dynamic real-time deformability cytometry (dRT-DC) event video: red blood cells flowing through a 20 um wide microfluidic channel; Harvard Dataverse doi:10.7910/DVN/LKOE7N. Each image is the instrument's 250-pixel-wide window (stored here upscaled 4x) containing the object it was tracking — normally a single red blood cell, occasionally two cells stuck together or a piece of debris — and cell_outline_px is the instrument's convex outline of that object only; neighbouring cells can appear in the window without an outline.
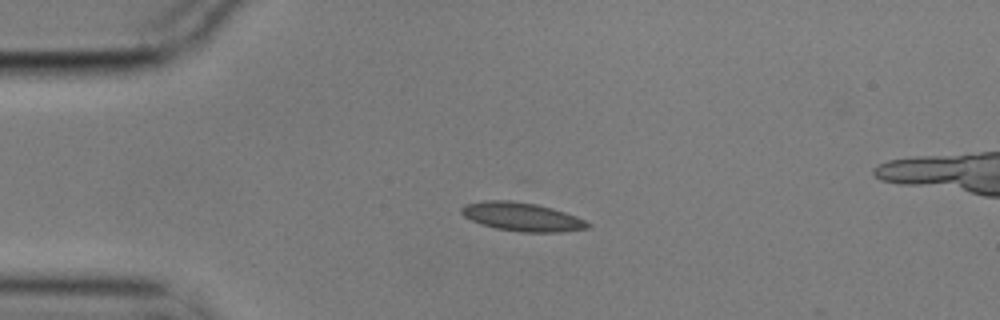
{"species": "common noctule bat (a hibernating species)", "species_latin": "Nyctalus noctula", "temperature_condition": "cold", "stored_images_in_passage": 2, "camera_frame_rate_fps": 3000, "um_per_image_px": 0.085, "animal": {"sex": "male", "body_mass_g": 17.9}, "frame": {"image": 1, "passage_image": 1, "time_ms": 0.0, "image_size_px": [1000, 320], "cell_outline_px": [[592, 224], [588, 228], [560, 232], [520, 232], [496, 228], [480, 224], [464, 216], [460, 212], [460, 208], [464, 204], [484, 200], [512, 200], [536, 204], [552, 208], [576, 216]], "centroid_in_image_um": [44.34, 18.42], "position_along_channel_um": 40.7, "area_um2": 21.1}}